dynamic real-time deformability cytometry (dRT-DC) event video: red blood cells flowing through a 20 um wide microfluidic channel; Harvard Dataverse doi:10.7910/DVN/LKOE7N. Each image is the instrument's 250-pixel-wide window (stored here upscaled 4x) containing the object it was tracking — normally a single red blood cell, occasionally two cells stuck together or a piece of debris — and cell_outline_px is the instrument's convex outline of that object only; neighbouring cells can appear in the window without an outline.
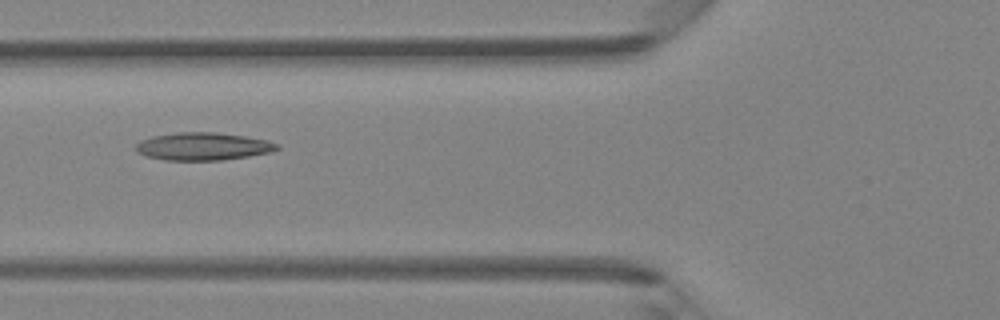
{"species": "Egyptian fruit bat (a non-hibernating species)", "species_latin": "Rousettus aegyptiacus", "temperature_condition": "room temperature", "stored_images_in_passage": 3, "camera_frame_rate_fps": 3000, "um_per_image_px": 0.085, "animal": {"sex": "female"}, "frame": {"image": 1, "passage_image": 3, "time_ms": 0.667, "image_size_px": [1000, 320], "cell_outline_px": [[280, 148], [272, 152], [248, 156], [220, 160], [164, 160], [148, 156], [136, 152], [136, 144], [140, 140], [152, 136], [176, 132], [216, 132], [244, 136], [268, 140], [280, 144]], "centroid_in_image_um": [17.27, 12.43], "position_along_channel_um": 108.5, "area_um2": 22.89}}